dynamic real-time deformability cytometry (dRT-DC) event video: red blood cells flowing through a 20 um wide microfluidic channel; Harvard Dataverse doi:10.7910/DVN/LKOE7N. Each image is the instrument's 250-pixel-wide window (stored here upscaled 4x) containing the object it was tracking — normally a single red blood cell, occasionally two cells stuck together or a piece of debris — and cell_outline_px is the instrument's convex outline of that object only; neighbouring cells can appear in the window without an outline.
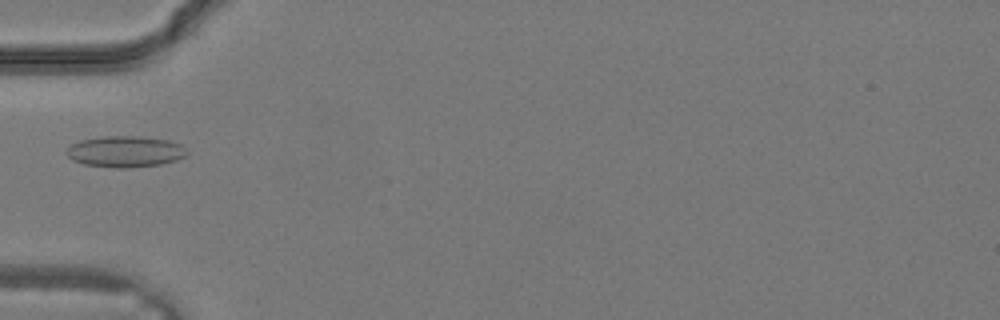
{"species": "common noctule bat (a hibernating species)", "species_latin": "Nyctalus noctula", "temperature_condition": "warm", "stored_images_in_passage": 17, "camera_frame_rate_fps": 3000, "um_per_image_px": 0.085, "animal": {"sex": "male", "body_mass_g": 19.2, "forearm_length_mm": 51.8}, "frame": {"image": 1, "passage_image": 12, "time_ms": 3.667, "image_size_px": [1000, 320], "cell_outline_px": [[188, 152], [184, 156], [176, 160], [160, 164], [128, 168], [116, 168], [84, 164], [72, 160], [64, 152], [72, 144], [80, 140], [104, 136], [136, 136], [168, 140], [180, 144]], "centroid_in_image_um": [10.61, 12.88], "position_along_channel_um": 74.4, "area_um2": 21.79}}
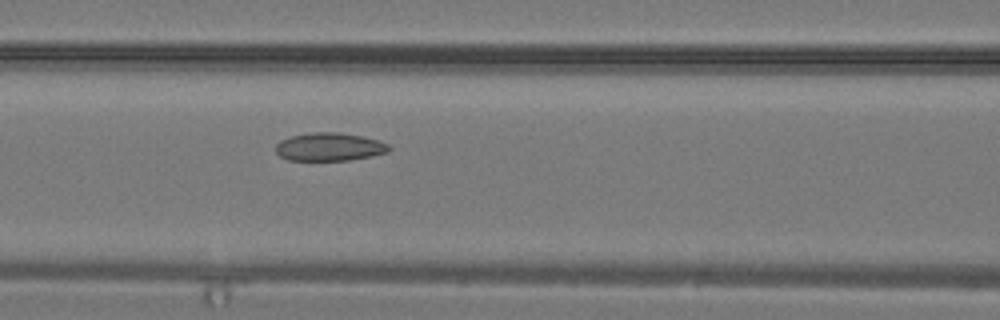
{"frame": {"image": 2, "passage_image": 15, "time_ms": 4.667, "image_size_px": [1000, 320], "cell_outline_px": [[392, 148], [388, 152], [372, 156], [348, 160], [288, 160], [280, 156], [276, 152], [276, 144], [280, 140], [292, 136], [312, 132], [340, 132], [364, 136], [380, 140], [388, 144]], "centroid_in_image_um": [28.04, 12.47], "position_along_channel_um": 138.6, "area_um2": 18.73}}
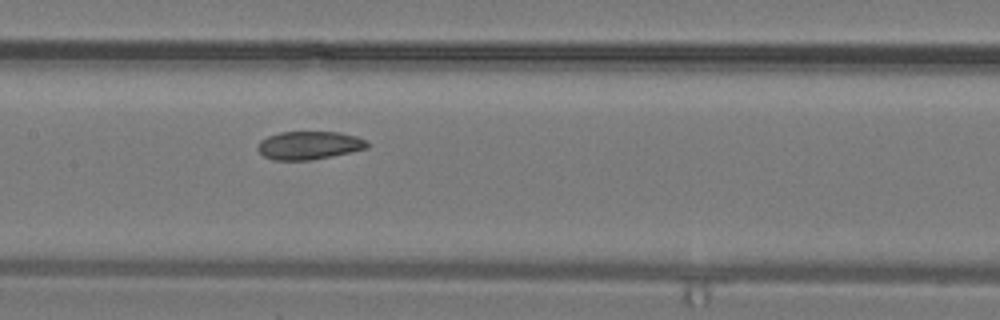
{"frame": {"image": 3, "passage_image": 17, "time_ms": 5.333, "image_size_px": [1000, 320], "cell_outline_px": [[368, 148], [332, 156], [308, 160], [272, 160], [264, 156], [256, 148], [256, 144], [260, 140], [268, 136], [280, 132], [340, 132], [356, 136], [368, 140]], "centroid_in_image_um": [26.26, 12.35], "position_along_channel_um": 181.1, "area_um2": 18.09}}